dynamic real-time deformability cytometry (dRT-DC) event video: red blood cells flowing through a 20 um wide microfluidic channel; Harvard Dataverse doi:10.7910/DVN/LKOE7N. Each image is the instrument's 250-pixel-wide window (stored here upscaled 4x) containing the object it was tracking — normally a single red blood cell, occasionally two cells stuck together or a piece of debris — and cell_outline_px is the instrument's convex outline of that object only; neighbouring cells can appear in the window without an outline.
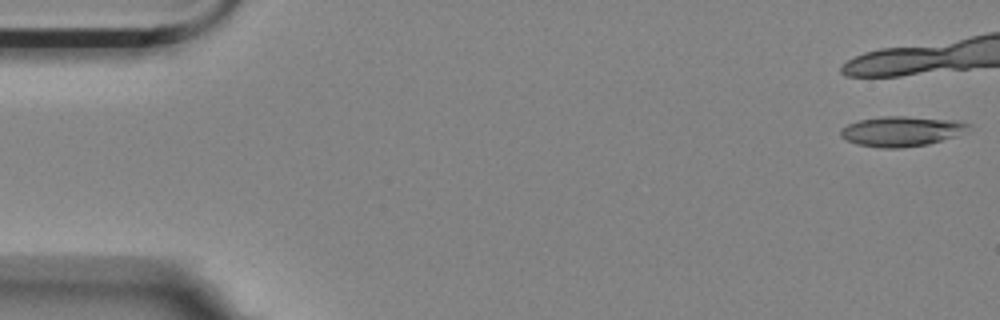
{"species": "Egyptian fruit bat (a non-hibernating species)", "species_latin": "Rousettus aegyptiacus", "temperature_condition": "room temperature", "stored_images_in_passage": 6, "camera_frame_rate_fps": 3000, "um_per_image_px": 0.085, "animal": {"sex": "female"}, "frame": {"image": 1, "passage_image": 1, "time_ms": 0.0, "image_size_px": [1000, 320], "cell_outline_px": [[972, 124], [968, 128], [952, 136], [928, 144], [900, 148], [880, 148], [856, 144], [840, 136], [840, 128], [848, 124], [860, 120], [884, 116], [904, 116], [956, 120]], "centroid_in_image_um": [76.56, 11.15], "position_along_channel_um": 8.4, "area_um2": 22.08}}